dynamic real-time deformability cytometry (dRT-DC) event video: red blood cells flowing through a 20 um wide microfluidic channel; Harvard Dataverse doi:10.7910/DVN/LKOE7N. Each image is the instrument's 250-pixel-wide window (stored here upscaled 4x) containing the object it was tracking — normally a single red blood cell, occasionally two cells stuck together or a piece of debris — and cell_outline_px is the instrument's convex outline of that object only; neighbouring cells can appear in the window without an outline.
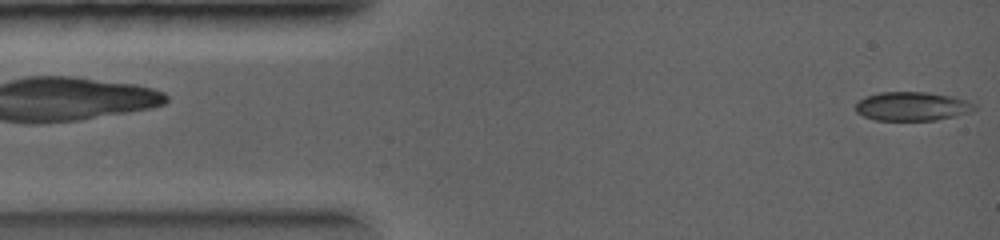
{"species": "common noctule bat (a hibernating species)", "species_latin": "Nyctalus noctula", "temperature_condition": "warm", "stored_images_in_passage": 21, "camera_frame_rate_fps": 5000, "um_per_image_px": 0.085, "animal": {"sex": "female", "body_mass_g": 19.0, "forearm_length_mm": 56.7}, "frame": {"image": 1, "passage_image": 1, "time_ms": 0.0, "image_size_px": [1000, 240], "cell_outline_px": [[976, 108], [968, 112], [936, 120], [876, 120], [864, 116], [856, 112], [856, 104], [864, 96], [880, 92], [928, 92], [952, 96], [976, 104]], "centroid_in_image_um": [77.5, 9.03], "position_along_channel_um": 7.5, "area_um2": 19.83}}
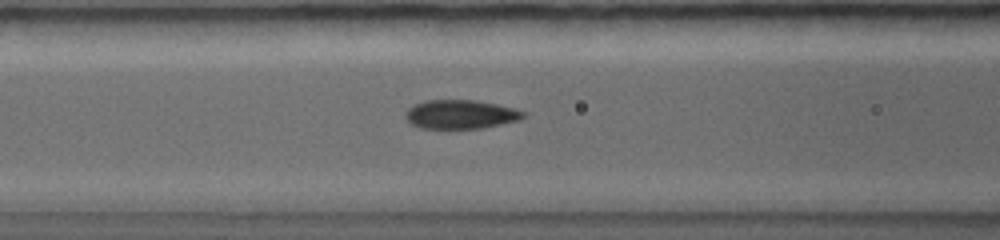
{"frame": {"image": 2, "passage_image": 16, "time_ms": 3.2, "image_size_px": [1000, 240], "cell_outline_px": [[528, 112], [520, 120], [480, 128], [420, 128], [412, 124], [404, 116], [404, 112], [412, 104], [424, 100], [476, 100], [516, 108]], "centroid_in_image_um": [39.14, 9.7], "position_along_channel_um": 127.5, "area_um2": 20.0}}
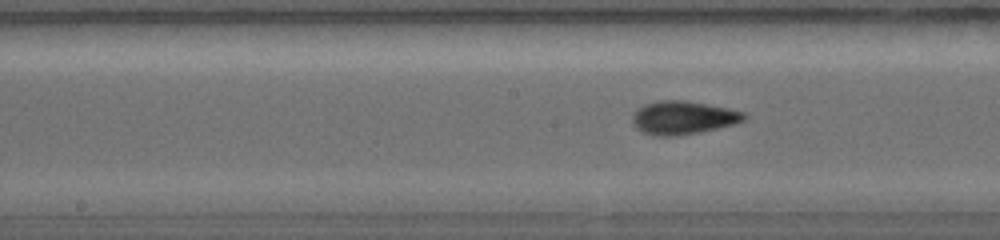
{"frame": {"image": 3, "passage_image": 21, "time_ms": 4.2, "image_size_px": [1000, 240], "cell_outline_px": [[748, 116], [744, 120], [736, 124], [696, 132], [672, 136], [656, 136], [644, 132], [636, 128], [632, 124], [632, 112], [644, 104], [660, 100], [684, 100], [708, 104], [728, 108], [744, 112]], "centroid_in_image_um": [58.04, 9.99], "position_along_channel_um": 190.2, "area_um2": 21.68}}